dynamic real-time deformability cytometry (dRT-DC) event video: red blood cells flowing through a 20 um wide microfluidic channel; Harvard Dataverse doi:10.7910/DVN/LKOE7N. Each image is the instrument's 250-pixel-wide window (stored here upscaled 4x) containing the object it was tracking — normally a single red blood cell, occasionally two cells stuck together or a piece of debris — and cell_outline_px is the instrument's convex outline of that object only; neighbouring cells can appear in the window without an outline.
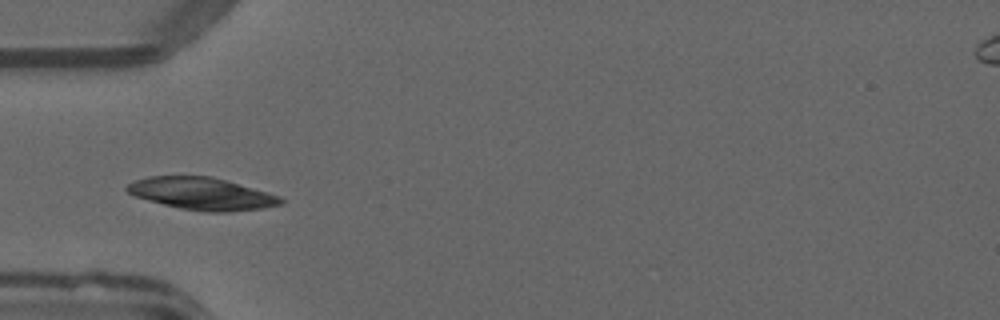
{"species": "common noctule bat (a hibernating species)", "species_latin": "Nyctalus noctula", "temperature_condition": "warm", "stored_images_in_passage": 5, "camera_frame_rate_fps": 3000, "um_per_image_px": 0.085, "animal": {"sex": "male", "forearm_length_mm": 52.5}, "frame": {"image": 1, "passage_image": 3, "time_ms": 0.667, "image_size_px": [1000, 320], "cell_outline_px": [[284, 200], [280, 204], [264, 208], [228, 212], [204, 212], [180, 208], [148, 200], [136, 196], [128, 192], [124, 188], [128, 184], [136, 180], [148, 176], [212, 176], [268, 192], [280, 196]], "centroid_in_image_um": [17.17, 16.46], "position_along_channel_um": 67.8, "area_um2": 28.78}}